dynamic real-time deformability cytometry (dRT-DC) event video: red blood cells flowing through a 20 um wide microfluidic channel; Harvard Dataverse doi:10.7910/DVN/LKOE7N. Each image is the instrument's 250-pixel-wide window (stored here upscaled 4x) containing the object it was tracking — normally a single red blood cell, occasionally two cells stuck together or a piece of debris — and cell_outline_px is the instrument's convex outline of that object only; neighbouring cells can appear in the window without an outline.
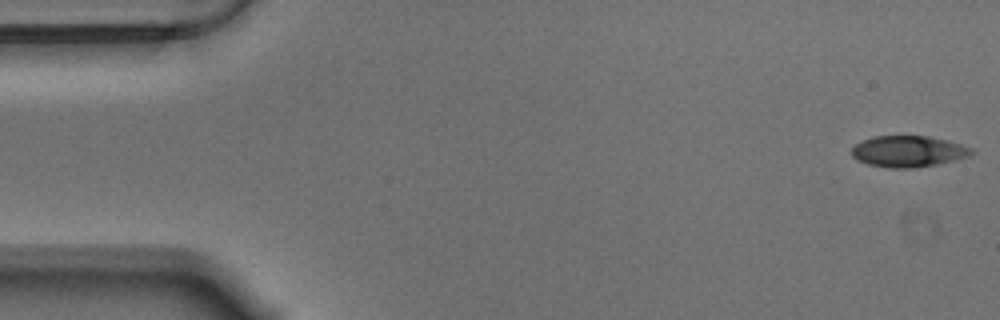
{"species": "Egyptian fruit bat (a non-hibernating species)", "species_latin": "Rousettus aegyptiacus", "temperature_condition": "warm", "stored_images_in_passage": 10, "camera_frame_rate_fps": 3000, "um_per_image_px": 0.085, "animal": {"sex": "male"}, "frame": {"image": 1, "passage_image": 1, "time_ms": 0.0, "image_size_px": [1000, 320], "cell_outline_px": [[976, 152], [972, 156], [936, 164], [916, 168], [892, 168], [868, 164], [856, 160], [852, 156], [852, 148], [856, 144], [872, 136], [928, 136], [960, 144], [972, 148]], "centroid_in_image_um": [77.22, 12.87], "position_along_channel_um": 7.8, "area_um2": 21.79}}